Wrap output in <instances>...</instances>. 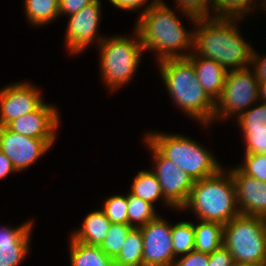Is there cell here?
I'll return each mask as SVG.
<instances>
[{"mask_svg": "<svg viewBox=\"0 0 266 266\" xmlns=\"http://www.w3.org/2000/svg\"><path fill=\"white\" fill-rule=\"evenodd\" d=\"M129 224L112 223L102 244L99 246L104 253L115 259L121 252L128 233L133 229Z\"/></svg>", "mask_w": 266, "mask_h": 266, "instance_id": "83f0119b", "label": "cell"}, {"mask_svg": "<svg viewBox=\"0 0 266 266\" xmlns=\"http://www.w3.org/2000/svg\"><path fill=\"white\" fill-rule=\"evenodd\" d=\"M71 266H115L114 259L107 256L99 246L70 240Z\"/></svg>", "mask_w": 266, "mask_h": 266, "instance_id": "d6986e66", "label": "cell"}, {"mask_svg": "<svg viewBox=\"0 0 266 266\" xmlns=\"http://www.w3.org/2000/svg\"><path fill=\"white\" fill-rule=\"evenodd\" d=\"M160 216L139 227L142 232L143 266H173L177 257L173 252L172 224Z\"/></svg>", "mask_w": 266, "mask_h": 266, "instance_id": "8fae6325", "label": "cell"}, {"mask_svg": "<svg viewBox=\"0 0 266 266\" xmlns=\"http://www.w3.org/2000/svg\"><path fill=\"white\" fill-rule=\"evenodd\" d=\"M128 200V224L132 227H141L154 220L158 214L154 211L151 203L143 201L141 198L129 193ZM137 223L135 224L134 223Z\"/></svg>", "mask_w": 266, "mask_h": 266, "instance_id": "484cf974", "label": "cell"}, {"mask_svg": "<svg viewBox=\"0 0 266 266\" xmlns=\"http://www.w3.org/2000/svg\"><path fill=\"white\" fill-rule=\"evenodd\" d=\"M138 19L135 28L144 51H157L159 62L189 56V52H183L193 48V32L186 31L175 13L162 0H153Z\"/></svg>", "mask_w": 266, "mask_h": 266, "instance_id": "7a4b0ae2", "label": "cell"}, {"mask_svg": "<svg viewBox=\"0 0 266 266\" xmlns=\"http://www.w3.org/2000/svg\"><path fill=\"white\" fill-rule=\"evenodd\" d=\"M16 172L10 159L0 151V179L6 177L11 172Z\"/></svg>", "mask_w": 266, "mask_h": 266, "instance_id": "74e56055", "label": "cell"}, {"mask_svg": "<svg viewBox=\"0 0 266 266\" xmlns=\"http://www.w3.org/2000/svg\"><path fill=\"white\" fill-rule=\"evenodd\" d=\"M148 0H110L114 6L125 10H136L147 2Z\"/></svg>", "mask_w": 266, "mask_h": 266, "instance_id": "8d00e7d4", "label": "cell"}, {"mask_svg": "<svg viewBox=\"0 0 266 266\" xmlns=\"http://www.w3.org/2000/svg\"><path fill=\"white\" fill-rule=\"evenodd\" d=\"M230 172L235 184L240 213L266 218V182L243 174L237 167Z\"/></svg>", "mask_w": 266, "mask_h": 266, "instance_id": "9a60e30c", "label": "cell"}, {"mask_svg": "<svg viewBox=\"0 0 266 266\" xmlns=\"http://www.w3.org/2000/svg\"><path fill=\"white\" fill-rule=\"evenodd\" d=\"M181 12L196 22L197 18H210V0H175Z\"/></svg>", "mask_w": 266, "mask_h": 266, "instance_id": "4dcf8cb0", "label": "cell"}, {"mask_svg": "<svg viewBox=\"0 0 266 266\" xmlns=\"http://www.w3.org/2000/svg\"><path fill=\"white\" fill-rule=\"evenodd\" d=\"M235 266H266V262L239 263Z\"/></svg>", "mask_w": 266, "mask_h": 266, "instance_id": "ab89813d", "label": "cell"}, {"mask_svg": "<svg viewBox=\"0 0 266 266\" xmlns=\"http://www.w3.org/2000/svg\"><path fill=\"white\" fill-rule=\"evenodd\" d=\"M259 100L266 103V80L259 82Z\"/></svg>", "mask_w": 266, "mask_h": 266, "instance_id": "f35d334b", "label": "cell"}, {"mask_svg": "<svg viewBox=\"0 0 266 266\" xmlns=\"http://www.w3.org/2000/svg\"><path fill=\"white\" fill-rule=\"evenodd\" d=\"M187 59L193 64L195 75L208 96L216 103L220 98L228 70L212 59L189 54Z\"/></svg>", "mask_w": 266, "mask_h": 266, "instance_id": "e0dca14e", "label": "cell"}, {"mask_svg": "<svg viewBox=\"0 0 266 266\" xmlns=\"http://www.w3.org/2000/svg\"><path fill=\"white\" fill-rule=\"evenodd\" d=\"M59 121V112L56 107L43 103L36 111L14 119L6 127L31 138L55 139Z\"/></svg>", "mask_w": 266, "mask_h": 266, "instance_id": "5bb4252c", "label": "cell"}, {"mask_svg": "<svg viewBox=\"0 0 266 266\" xmlns=\"http://www.w3.org/2000/svg\"><path fill=\"white\" fill-rule=\"evenodd\" d=\"M145 138L193 181L215 175L222 169L212 153L189 137L154 132Z\"/></svg>", "mask_w": 266, "mask_h": 266, "instance_id": "5b68a950", "label": "cell"}, {"mask_svg": "<svg viewBox=\"0 0 266 266\" xmlns=\"http://www.w3.org/2000/svg\"><path fill=\"white\" fill-rule=\"evenodd\" d=\"M55 139H37L0 126V151L11 161L16 172L26 169L45 154Z\"/></svg>", "mask_w": 266, "mask_h": 266, "instance_id": "30bf717a", "label": "cell"}, {"mask_svg": "<svg viewBox=\"0 0 266 266\" xmlns=\"http://www.w3.org/2000/svg\"><path fill=\"white\" fill-rule=\"evenodd\" d=\"M232 254L222 245L220 248L209 254L208 266H235Z\"/></svg>", "mask_w": 266, "mask_h": 266, "instance_id": "836d02e7", "label": "cell"}, {"mask_svg": "<svg viewBox=\"0 0 266 266\" xmlns=\"http://www.w3.org/2000/svg\"><path fill=\"white\" fill-rule=\"evenodd\" d=\"M223 245L235 264L266 262V218L243 214L233 218L223 227Z\"/></svg>", "mask_w": 266, "mask_h": 266, "instance_id": "52a82bcc", "label": "cell"}, {"mask_svg": "<svg viewBox=\"0 0 266 266\" xmlns=\"http://www.w3.org/2000/svg\"><path fill=\"white\" fill-rule=\"evenodd\" d=\"M171 237L173 241L174 256L185 255L194 251L195 230L192 222H179L172 226Z\"/></svg>", "mask_w": 266, "mask_h": 266, "instance_id": "d4e9b609", "label": "cell"}, {"mask_svg": "<svg viewBox=\"0 0 266 266\" xmlns=\"http://www.w3.org/2000/svg\"><path fill=\"white\" fill-rule=\"evenodd\" d=\"M254 4V0H210L211 10L216 15L213 17L237 18L238 21L248 14L253 6L255 8Z\"/></svg>", "mask_w": 266, "mask_h": 266, "instance_id": "4316f807", "label": "cell"}, {"mask_svg": "<svg viewBox=\"0 0 266 266\" xmlns=\"http://www.w3.org/2000/svg\"><path fill=\"white\" fill-rule=\"evenodd\" d=\"M143 249L141 229L134 227L128 233L121 252L114 259L115 266H143Z\"/></svg>", "mask_w": 266, "mask_h": 266, "instance_id": "7402d4cb", "label": "cell"}, {"mask_svg": "<svg viewBox=\"0 0 266 266\" xmlns=\"http://www.w3.org/2000/svg\"><path fill=\"white\" fill-rule=\"evenodd\" d=\"M32 221L0 229V266H18L28 254Z\"/></svg>", "mask_w": 266, "mask_h": 266, "instance_id": "2e32d148", "label": "cell"}, {"mask_svg": "<svg viewBox=\"0 0 266 266\" xmlns=\"http://www.w3.org/2000/svg\"><path fill=\"white\" fill-rule=\"evenodd\" d=\"M112 222L102 209L89 213L79 230L73 231L72 238L78 242L100 246L110 229Z\"/></svg>", "mask_w": 266, "mask_h": 266, "instance_id": "ac0fdd59", "label": "cell"}, {"mask_svg": "<svg viewBox=\"0 0 266 266\" xmlns=\"http://www.w3.org/2000/svg\"><path fill=\"white\" fill-rule=\"evenodd\" d=\"M236 20L237 18H197L193 23L198 25V30L193 31V53L215 60L228 71L249 67L253 48L238 33Z\"/></svg>", "mask_w": 266, "mask_h": 266, "instance_id": "6da1fadb", "label": "cell"}, {"mask_svg": "<svg viewBox=\"0 0 266 266\" xmlns=\"http://www.w3.org/2000/svg\"><path fill=\"white\" fill-rule=\"evenodd\" d=\"M96 0H59V13L64 14H74L79 12L84 7L92 4Z\"/></svg>", "mask_w": 266, "mask_h": 266, "instance_id": "e575fe53", "label": "cell"}, {"mask_svg": "<svg viewBox=\"0 0 266 266\" xmlns=\"http://www.w3.org/2000/svg\"><path fill=\"white\" fill-rule=\"evenodd\" d=\"M223 227L219 222L200 220V223L194 225V251L210 254L220 248L223 245Z\"/></svg>", "mask_w": 266, "mask_h": 266, "instance_id": "ffe728a7", "label": "cell"}, {"mask_svg": "<svg viewBox=\"0 0 266 266\" xmlns=\"http://www.w3.org/2000/svg\"><path fill=\"white\" fill-rule=\"evenodd\" d=\"M244 164L237 168L248 176L266 182V154H245Z\"/></svg>", "mask_w": 266, "mask_h": 266, "instance_id": "f546056e", "label": "cell"}, {"mask_svg": "<svg viewBox=\"0 0 266 266\" xmlns=\"http://www.w3.org/2000/svg\"><path fill=\"white\" fill-rule=\"evenodd\" d=\"M209 254L192 251L175 260L173 266H208Z\"/></svg>", "mask_w": 266, "mask_h": 266, "instance_id": "1f68e13d", "label": "cell"}, {"mask_svg": "<svg viewBox=\"0 0 266 266\" xmlns=\"http://www.w3.org/2000/svg\"><path fill=\"white\" fill-rule=\"evenodd\" d=\"M159 63L163 83L174 102L202 125L210 124L215 102L199 83L193 64L187 58L166 59Z\"/></svg>", "mask_w": 266, "mask_h": 266, "instance_id": "3957f363", "label": "cell"}, {"mask_svg": "<svg viewBox=\"0 0 266 266\" xmlns=\"http://www.w3.org/2000/svg\"><path fill=\"white\" fill-rule=\"evenodd\" d=\"M130 193L141 198L143 201L151 203L152 205H154L156 200L162 198L165 205L173 207L164 198L161 185L159 184L157 176L153 171H139L135 176Z\"/></svg>", "mask_w": 266, "mask_h": 266, "instance_id": "44dd1931", "label": "cell"}, {"mask_svg": "<svg viewBox=\"0 0 266 266\" xmlns=\"http://www.w3.org/2000/svg\"><path fill=\"white\" fill-rule=\"evenodd\" d=\"M236 120L243 135L266 133V103L261 102V105L244 111Z\"/></svg>", "mask_w": 266, "mask_h": 266, "instance_id": "cb8c5ba5", "label": "cell"}, {"mask_svg": "<svg viewBox=\"0 0 266 266\" xmlns=\"http://www.w3.org/2000/svg\"><path fill=\"white\" fill-rule=\"evenodd\" d=\"M41 91L28 83L6 86L0 91V126L36 111L43 103Z\"/></svg>", "mask_w": 266, "mask_h": 266, "instance_id": "4fadbf2b", "label": "cell"}, {"mask_svg": "<svg viewBox=\"0 0 266 266\" xmlns=\"http://www.w3.org/2000/svg\"><path fill=\"white\" fill-rule=\"evenodd\" d=\"M100 10L101 2L96 0L79 12L69 15L65 41L70 53L80 54L89 44L94 42L100 44L104 40L102 37L96 38L98 36Z\"/></svg>", "mask_w": 266, "mask_h": 266, "instance_id": "7c38bea8", "label": "cell"}, {"mask_svg": "<svg viewBox=\"0 0 266 266\" xmlns=\"http://www.w3.org/2000/svg\"><path fill=\"white\" fill-rule=\"evenodd\" d=\"M253 73L248 67L227 72L222 94L215 103L213 120H225L232 114L239 116L253 102L259 101V81Z\"/></svg>", "mask_w": 266, "mask_h": 266, "instance_id": "ba28073f", "label": "cell"}, {"mask_svg": "<svg viewBox=\"0 0 266 266\" xmlns=\"http://www.w3.org/2000/svg\"><path fill=\"white\" fill-rule=\"evenodd\" d=\"M246 150L245 154H266V133L244 135Z\"/></svg>", "mask_w": 266, "mask_h": 266, "instance_id": "d6a6232c", "label": "cell"}, {"mask_svg": "<svg viewBox=\"0 0 266 266\" xmlns=\"http://www.w3.org/2000/svg\"><path fill=\"white\" fill-rule=\"evenodd\" d=\"M145 143L153 152L156 165L153 172L161 185L164 198L180 210L188 201L194 181L182 171L174 162L165 158L146 138Z\"/></svg>", "mask_w": 266, "mask_h": 266, "instance_id": "9c48e42d", "label": "cell"}, {"mask_svg": "<svg viewBox=\"0 0 266 266\" xmlns=\"http://www.w3.org/2000/svg\"><path fill=\"white\" fill-rule=\"evenodd\" d=\"M250 63L254 64L255 66L253 71H255V76L257 77L258 81H265L266 80V56L264 58H259V55L252 51V57Z\"/></svg>", "mask_w": 266, "mask_h": 266, "instance_id": "d590c367", "label": "cell"}, {"mask_svg": "<svg viewBox=\"0 0 266 266\" xmlns=\"http://www.w3.org/2000/svg\"><path fill=\"white\" fill-rule=\"evenodd\" d=\"M26 17L32 25H45L59 17V0H25Z\"/></svg>", "mask_w": 266, "mask_h": 266, "instance_id": "603a6c76", "label": "cell"}, {"mask_svg": "<svg viewBox=\"0 0 266 266\" xmlns=\"http://www.w3.org/2000/svg\"><path fill=\"white\" fill-rule=\"evenodd\" d=\"M226 174L221 169L215 175L194 181L188 201L182 209L194 210L201 221L223 225L240 215L231 172Z\"/></svg>", "mask_w": 266, "mask_h": 266, "instance_id": "277c9868", "label": "cell"}, {"mask_svg": "<svg viewBox=\"0 0 266 266\" xmlns=\"http://www.w3.org/2000/svg\"><path fill=\"white\" fill-rule=\"evenodd\" d=\"M135 35L136 39L123 36L104 38L99 44L101 75L112 91L128 83L139 66L144 48L136 29Z\"/></svg>", "mask_w": 266, "mask_h": 266, "instance_id": "8992f818", "label": "cell"}, {"mask_svg": "<svg viewBox=\"0 0 266 266\" xmlns=\"http://www.w3.org/2000/svg\"><path fill=\"white\" fill-rule=\"evenodd\" d=\"M102 210L106 217L116 224H128V200L127 196L114 195L103 203Z\"/></svg>", "mask_w": 266, "mask_h": 266, "instance_id": "f1b7e54d", "label": "cell"}]
</instances>
